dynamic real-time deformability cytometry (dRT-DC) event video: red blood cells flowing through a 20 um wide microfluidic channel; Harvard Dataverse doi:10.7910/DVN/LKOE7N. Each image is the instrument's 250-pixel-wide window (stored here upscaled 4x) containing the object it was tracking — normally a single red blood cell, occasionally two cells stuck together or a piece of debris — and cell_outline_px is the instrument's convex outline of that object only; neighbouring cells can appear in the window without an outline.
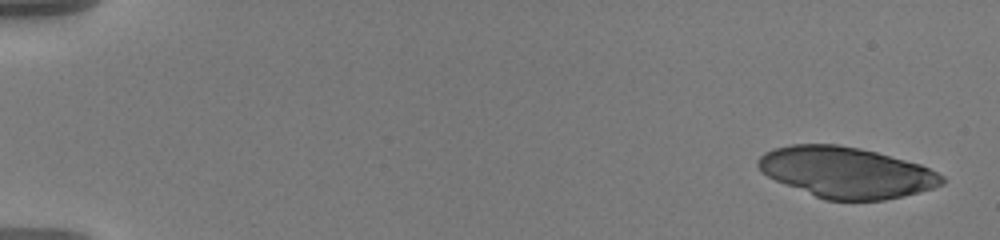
{"species": "human", "species_latin": "Homo sapiens", "temperature_condition": "warm", "stored_images_in_passage": 12, "camera_frame_rate_fps": 3000, "um_per_image_px": 0.085, "donor": {"sex": "male"}, "frame": {"image": 1, "passage_image": 1, "time_ms": 0.0, "image_size_px": [1000, 240], "cell_outline_px": [[944, 184], [932, 188], [904, 196], [884, 200], [824, 200], [776, 180], [768, 176], [756, 164], [756, 160], [764, 152], [776, 148], [792, 144], [836, 144], [860, 148], [876, 152], [920, 164], [944, 176]], "centroid_in_image_um": [71.94, 14.65], "position_along_channel_um": 13.1, "area_um2": 54.16}}